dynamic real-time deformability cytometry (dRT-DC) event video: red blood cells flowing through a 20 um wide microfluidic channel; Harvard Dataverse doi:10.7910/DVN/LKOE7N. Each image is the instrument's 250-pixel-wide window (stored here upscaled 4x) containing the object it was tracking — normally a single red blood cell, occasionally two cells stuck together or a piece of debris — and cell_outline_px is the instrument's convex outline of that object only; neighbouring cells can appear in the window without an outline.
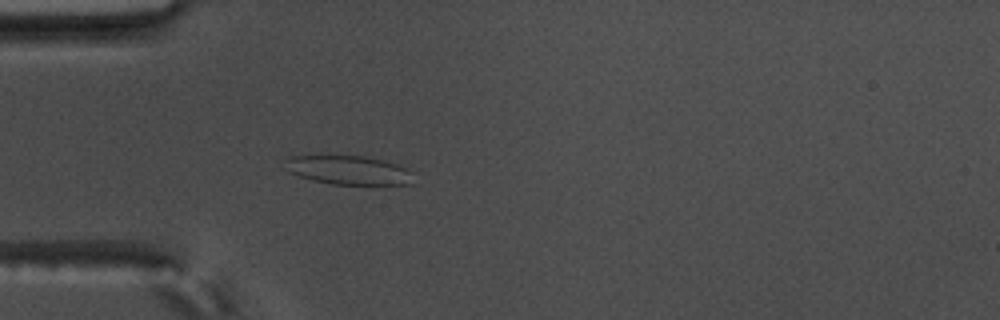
{"species": "common noctule bat (a hibernating species)", "species_latin": "Nyctalus noctula", "temperature_condition": "warm", "stored_images_in_passage": 51, "camera_frame_rate_fps": 3000, "um_per_image_px": 0.085, "animal": {"sex": "male", "body_mass_g": 17.5, "forearm_length_mm": 52.3}, "frame": {"image": 1, "passage_image": 10, "time_ms": 3.0, "image_size_px": [1000, 320], "cell_outline_px": [[412, 184], [332, 184], [312, 180], [288, 172], [284, 160], [288, 156], [364, 156], [400, 164], [408, 168], [412, 172]], "centroid_in_image_um": [29.64, 14.45], "position_along_channel_um": 55.4, "area_um2": 21.62}}
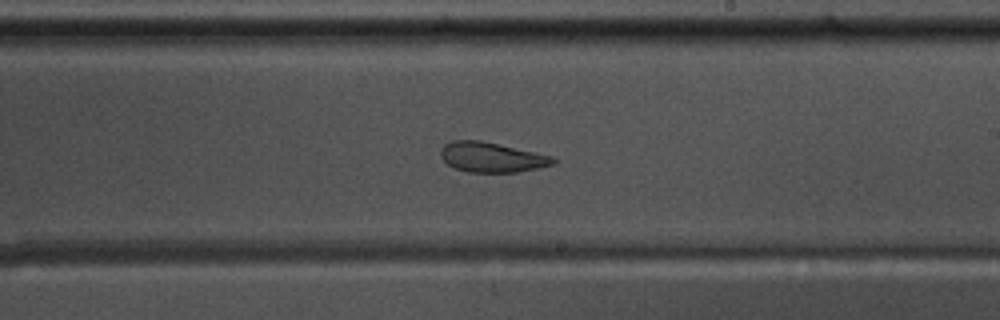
{"frame": {"image": 2, "passage_image": 27, "time_ms": 8.667, "image_size_px": [1000, 320], "cell_outline_px": [[556, 164], [516, 172], [468, 172], [456, 168], [448, 164], [440, 156], [440, 148], [444, 144], [452, 140], [480, 140], [552, 156], [556, 160]], "centroid_in_image_um": [41.76, 13.36], "position_along_channel_um": 247.2, "area_um2": 19.48}}
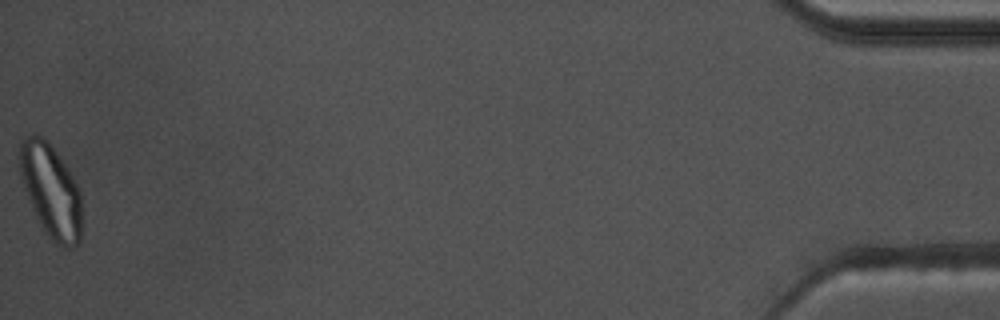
{"frame": {"image": 3, "passage_image": 51, "time_ms": 16.667, "image_size_px": [1000, 320], "cell_outline_px": [[80, 240], [76, 244], [68, 248], [64, 248], [56, 244], [44, 232], [32, 208], [24, 188], [20, 176], [20, 140], [28, 136], [40, 136], [48, 140], [72, 176], [80, 192]], "centroid_in_image_um": [4.31, 16.23], "position_along_channel_um": 430.9, "area_um2": 33.23}, "authors_computed_cell_mechanics": {"area_um2": 22.8888, "velocity_mm_per_s": 3.5179, "shape_relaxation_time_tau1_ms": null, "shape_relaxation_time_tau2_ms": 1.529, "deformation_change_tau1": null, "deformation_change_tau2": 0.0701}}